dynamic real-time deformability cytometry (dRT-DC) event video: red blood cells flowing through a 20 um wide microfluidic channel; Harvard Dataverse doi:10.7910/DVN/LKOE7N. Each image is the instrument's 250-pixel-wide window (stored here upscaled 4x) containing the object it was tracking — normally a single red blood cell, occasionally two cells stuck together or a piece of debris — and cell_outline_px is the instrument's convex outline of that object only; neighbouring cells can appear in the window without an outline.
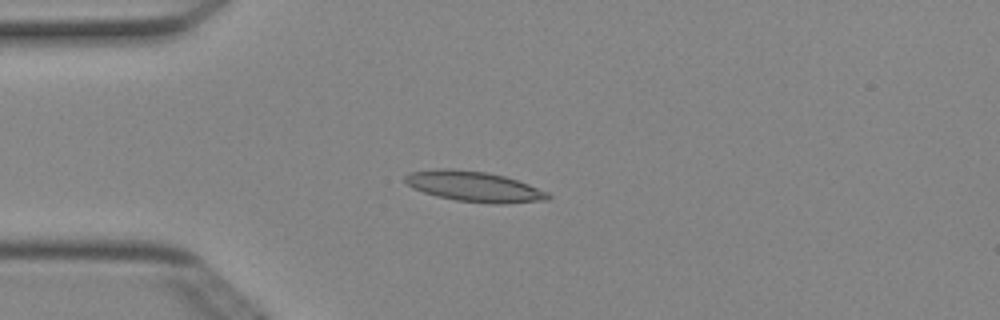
{"species": "Egyptian fruit bat (a non-hibernating species)", "species_latin": "Rousettus aegyptiacus", "temperature_condition": "cold", "stored_images_in_passage": 5, "camera_frame_rate_fps": 3000, "um_per_image_px": 0.085, "animal": {"sex": "female"}, "frame": {"image": 1, "passage_image": 4, "time_ms": 1.0, "image_size_px": [1000, 320], "cell_outline_px": [[552, 196], [548, 200], [504, 204], [492, 204], [456, 200], [436, 196], [412, 188], [404, 180], [404, 176], [408, 172], [440, 168], [452, 168], [484, 172], [504, 176], [528, 184], [548, 192]], "centroid_in_image_um": [40.29, 15.86], "position_along_channel_um": 44.7, "area_um2": 25.37}}